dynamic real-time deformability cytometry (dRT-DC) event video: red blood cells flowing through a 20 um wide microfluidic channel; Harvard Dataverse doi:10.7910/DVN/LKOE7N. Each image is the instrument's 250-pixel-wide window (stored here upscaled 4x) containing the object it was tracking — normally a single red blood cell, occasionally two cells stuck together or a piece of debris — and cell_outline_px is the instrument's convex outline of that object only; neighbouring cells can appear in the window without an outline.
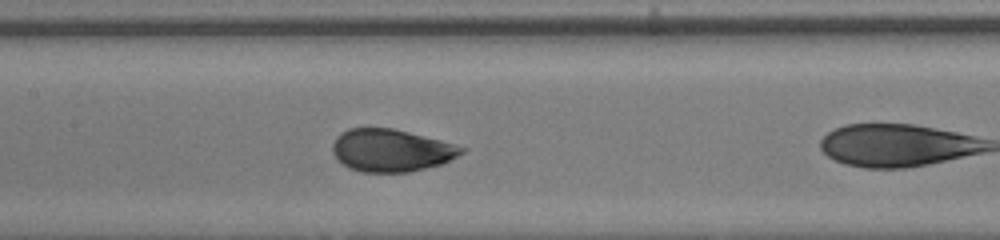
{"species": "human", "species_latin": "Homo sapiens", "temperature_condition": "room temperature", "stored_images_in_passage": 9, "camera_frame_rate_fps": 3000, "um_per_image_px": 0.085, "donor": {"sex": "male"}, "frame": {"image": 1, "passage_image": 8, "time_ms": 2.333, "image_size_px": [1000, 240], "cell_outline_px": [[468, 148], [464, 152], [440, 164], [408, 172], [360, 172], [348, 168], [332, 152], [332, 144], [336, 136], [340, 132], [348, 128], [392, 128], [440, 140]], "centroid_in_image_um": [33.21, 12.77], "position_along_channel_um": 174.2, "area_um2": 31.73}}